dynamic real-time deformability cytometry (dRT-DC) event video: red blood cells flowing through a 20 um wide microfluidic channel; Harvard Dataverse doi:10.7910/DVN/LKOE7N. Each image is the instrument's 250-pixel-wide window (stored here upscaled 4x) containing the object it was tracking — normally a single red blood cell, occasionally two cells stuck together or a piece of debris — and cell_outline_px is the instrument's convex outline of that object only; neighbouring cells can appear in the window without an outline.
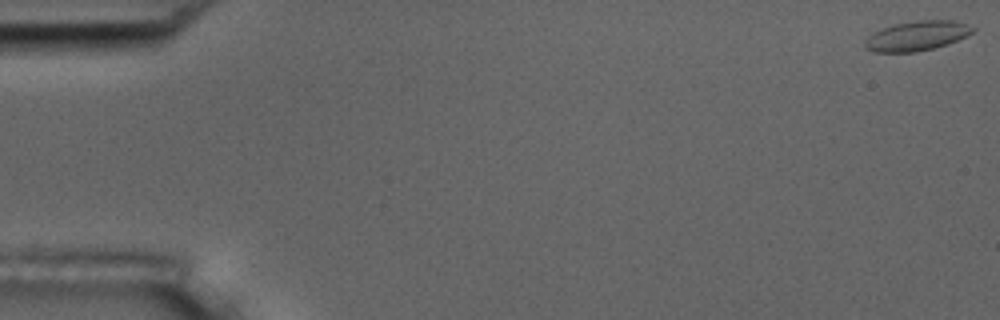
{"species": "common noctule bat (a hibernating species)", "species_latin": "Nyctalus noctula", "temperature_condition": "room temperature", "stored_images_in_passage": 4, "camera_frame_rate_fps": 3000, "um_per_image_px": 0.085, "animal": {"sex": "male", "body_mass_g": 17.5, "forearm_length_mm": 52.3}, "frame": {"image": 1, "passage_image": 1, "time_ms": 0.0, "image_size_px": [1000, 320], "cell_outline_px": [[976, 28], [968, 36], [948, 44], [916, 52], [872, 52], [864, 48], [864, 40], [872, 32], [892, 24], [916, 20], [952, 20]], "centroid_in_image_um": [77.88, 3.05], "position_along_channel_um": 7.1, "area_um2": 18.84}}